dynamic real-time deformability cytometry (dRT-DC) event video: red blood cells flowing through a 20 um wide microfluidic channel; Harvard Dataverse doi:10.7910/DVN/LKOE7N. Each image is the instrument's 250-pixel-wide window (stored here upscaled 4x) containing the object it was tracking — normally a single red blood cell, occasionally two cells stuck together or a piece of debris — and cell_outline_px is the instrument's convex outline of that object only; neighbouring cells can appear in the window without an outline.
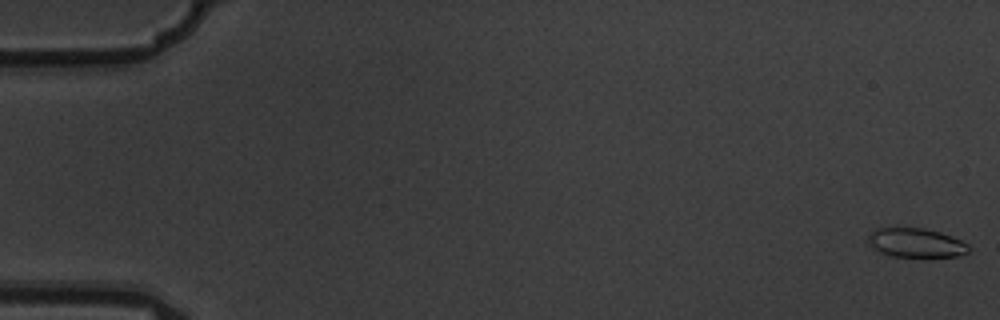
{"species": "common noctule bat (a hibernating species)", "species_latin": "Nyctalus noctula", "temperature_condition": "warm", "stored_images_in_passage": 5, "camera_frame_rate_fps": 3000, "um_per_image_px": 0.085, "animal": {"sex": "male", "body_mass_g": 19.5, "forearm_length_mm": 54.6}, "frame": {"image": 1, "passage_image": 1, "time_ms": 0.0, "image_size_px": [1000, 320], "cell_outline_px": [[968, 252], [960, 256], [892, 256], [880, 252], [872, 248], [868, 240], [868, 236], [876, 228], [924, 228], [940, 232], [960, 240], [968, 244]], "centroid_in_image_um": [77.84, 20.63], "position_along_channel_um": 7.2, "area_um2": 16.82}}